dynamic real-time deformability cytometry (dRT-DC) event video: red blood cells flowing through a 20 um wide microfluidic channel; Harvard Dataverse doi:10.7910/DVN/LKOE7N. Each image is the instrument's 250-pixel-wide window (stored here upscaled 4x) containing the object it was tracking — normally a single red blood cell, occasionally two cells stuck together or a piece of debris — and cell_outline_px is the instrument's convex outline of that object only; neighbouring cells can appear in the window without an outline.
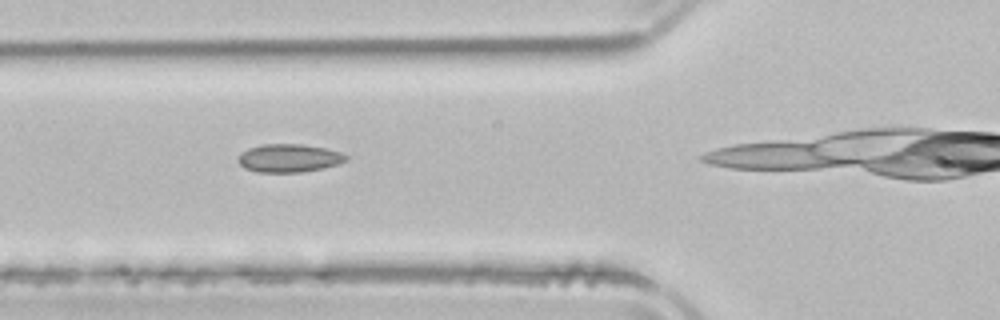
{"species": "common noctule bat (a hibernating species)", "species_latin": "Nyctalus noctula", "temperature_condition": "room temperature", "stored_images_in_passage": 4, "camera_frame_rate_fps": 3000, "um_per_image_px": 0.085, "animal": {"sex": "male", "body_mass_g": 21.5, "forearm_length_mm": 52.0}, "frame": {"image": 1, "passage_image": 2, "time_ms": 1.0, "image_size_px": [1000, 320], "cell_outline_px": [[348, 160], [340, 164], [324, 168], [300, 172], [256, 172], [244, 168], [236, 160], [240, 152], [248, 148], [264, 144], [300, 144], [324, 148], [340, 152], [348, 156]], "centroid_in_image_um": [24.55, 13.44], "position_along_channel_um": 101.3, "area_um2": 17.86}}